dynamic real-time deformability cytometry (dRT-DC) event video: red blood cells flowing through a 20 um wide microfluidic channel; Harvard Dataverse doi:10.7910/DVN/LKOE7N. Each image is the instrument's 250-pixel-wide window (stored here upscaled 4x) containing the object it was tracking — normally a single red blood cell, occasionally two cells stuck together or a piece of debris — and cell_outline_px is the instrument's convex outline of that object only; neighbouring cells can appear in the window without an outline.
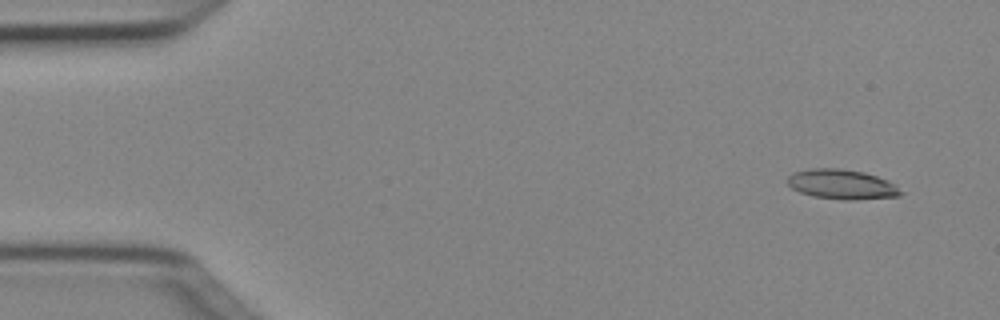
{"species": "Egyptian fruit bat (a non-hibernating species)", "species_latin": "Rousettus aegyptiacus", "temperature_condition": "cold", "stored_images_in_passage": 3, "camera_frame_rate_fps": 3000, "um_per_image_px": 0.085, "animal": {"sex": "female"}, "frame": {"image": 1, "passage_image": 1, "time_ms": 0.0, "image_size_px": [1000, 320], "cell_outline_px": [[904, 192], [900, 196], [852, 200], [844, 200], [812, 196], [800, 192], [792, 188], [788, 184], [788, 176], [792, 172], [808, 168], [840, 168], [864, 172], [888, 180], [896, 184]], "centroid_in_image_um": [71.57, 15.66], "position_along_channel_um": 13.4, "area_um2": 19.88}}
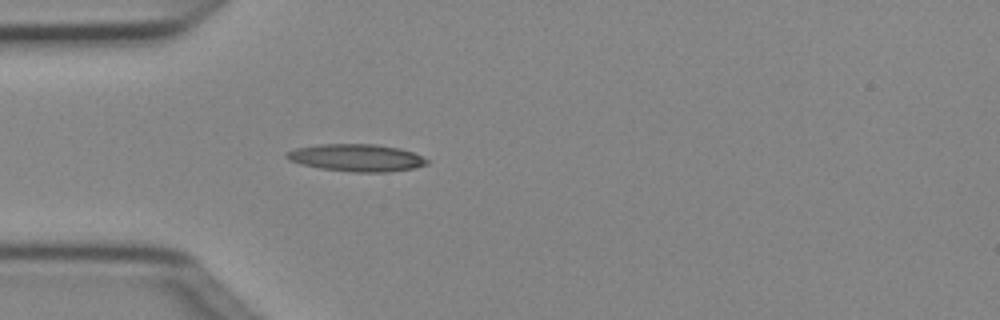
{"frame": {"image": 2, "passage_image": 3, "time_ms": 0.667, "image_size_px": [1000, 320], "cell_outline_px": [[428, 164], [412, 168], [388, 172], [352, 172], [320, 168], [288, 160], [284, 156], [284, 152], [296, 148], [320, 144], [376, 144], [400, 148], [412, 152], [428, 160]], "centroid_in_image_um": [30.27, 13.4], "position_along_channel_um": 54.7, "area_um2": 22.25}}